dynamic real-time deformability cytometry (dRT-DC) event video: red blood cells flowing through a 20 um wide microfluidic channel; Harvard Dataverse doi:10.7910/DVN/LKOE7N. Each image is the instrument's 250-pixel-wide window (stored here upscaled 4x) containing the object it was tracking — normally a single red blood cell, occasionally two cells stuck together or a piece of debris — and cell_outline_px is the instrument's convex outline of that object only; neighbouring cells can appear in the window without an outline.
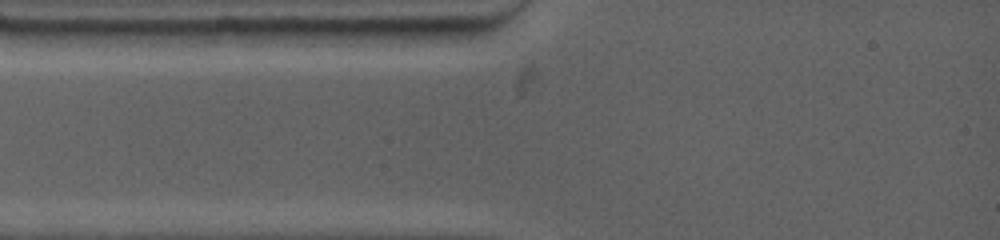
{"species": "common noctule bat (a hibernating species)", "species_latin": "Nyctalus noctula", "temperature_condition": "warm", "stored_images_in_passage": 3, "segment_of_instrument_passage": [1, 2], "camera_frame_rate_fps": 4500, "um_per_image_px": 0.085, "animal": {"sex": "female", "body_mass_g": 19.0, "forearm_length_mm": 53.3}, "frame": {"image": 1, "passage_image": 1, "time_ms": 0.0, "image_size_px": [1000, 240], "cell_outline_px": [[192, 32], [160, 48], [64, 48], [36, 32], [64, 28], [148, 28]], "centroid_in_image_um": [9.57, 3.2], "position_along_channel_um": 75.4, "area_um2": 18.03}}